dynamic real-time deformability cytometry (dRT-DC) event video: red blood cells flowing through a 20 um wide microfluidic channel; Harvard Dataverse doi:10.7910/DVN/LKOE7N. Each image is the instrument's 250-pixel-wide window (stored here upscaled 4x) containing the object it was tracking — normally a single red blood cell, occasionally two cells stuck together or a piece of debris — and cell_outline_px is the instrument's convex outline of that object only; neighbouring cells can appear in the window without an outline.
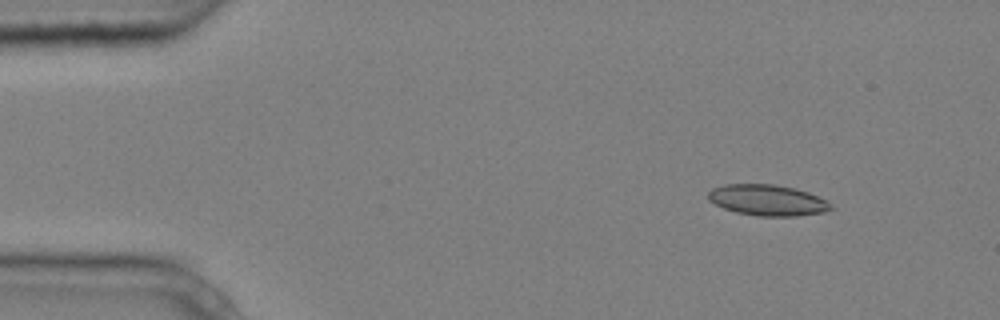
{"species": "common noctule bat (a hibernating species)", "species_latin": "Nyctalus noctula", "temperature_condition": "cold", "stored_images_in_passage": 6, "camera_frame_rate_fps": 3000, "um_per_image_px": 0.085, "animal": {"sex": "male", "body_mass_g": 20.4}, "frame": {"image": 1, "passage_image": 2, "time_ms": 0.333, "image_size_px": [1000, 320], "cell_outline_px": [[836, 208], [824, 212], [796, 216], [756, 216], [736, 212], [724, 208], [708, 200], [708, 192], [712, 188], [724, 184], [772, 184], [796, 188], [808, 192], [828, 200]], "centroid_in_image_um": [65.28, 17.01], "position_along_channel_um": 19.7, "area_um2": 22.37}}
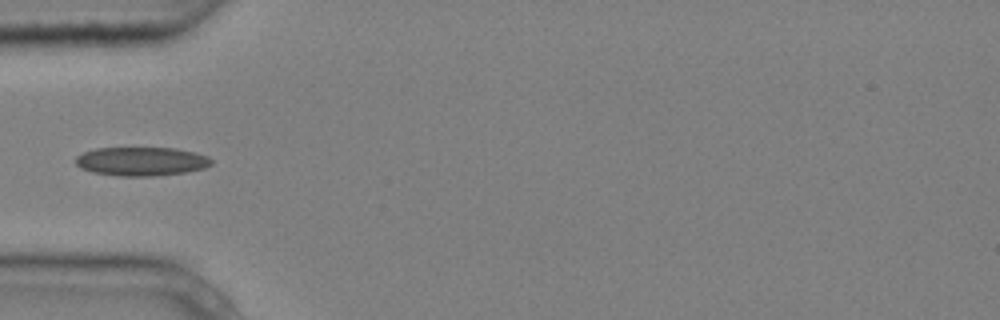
{"frame": {"image": 2, "passage_image": 5, "time_ms": 1.333, "image_size_px": [1000, 320], "cell_outline_px": [[212, 164], [204, 168], [184, 172], [152, 176], [120, 176], [92, 172], [80, 168], [76, 164], [76, 156], [84, 152], [96, 148], [176, 148], [196, 152], [208, 156], [212, 160]], "centroid_in_image_um": [12.02, 13.71], "position_along_channel_um": 73.0, "area_um2": 22.77}}
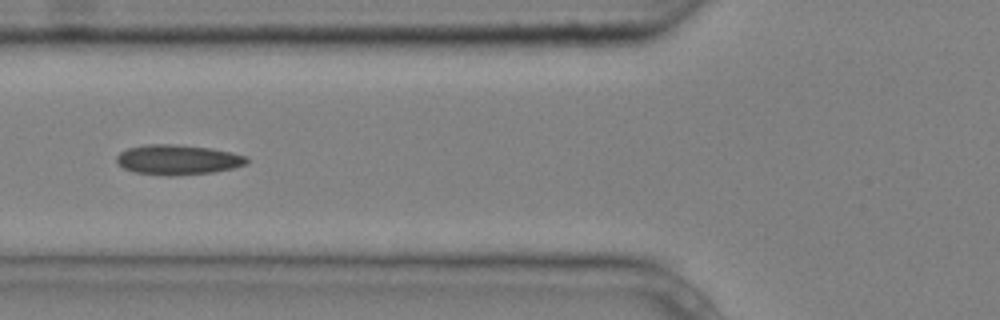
{"frame": {"image": 3, "passage_image": 6, "time_ms": 1.667, "image_size_px": [1000, 320], "cell_outline_px": [[248, 164], [232, 168], [212, 172], [176, 176], [168, 176], [136, 172], [124, 168], [116, 164], [116, 156], [120, 152], [128, 148], [148, 144], [176, 144], [208, 148], [232, 152], [248, 156]], "centroid_in_image_um": [15.11, 13.58], "position_along_channel_um": 110.7, "area_um2": 22.83}}